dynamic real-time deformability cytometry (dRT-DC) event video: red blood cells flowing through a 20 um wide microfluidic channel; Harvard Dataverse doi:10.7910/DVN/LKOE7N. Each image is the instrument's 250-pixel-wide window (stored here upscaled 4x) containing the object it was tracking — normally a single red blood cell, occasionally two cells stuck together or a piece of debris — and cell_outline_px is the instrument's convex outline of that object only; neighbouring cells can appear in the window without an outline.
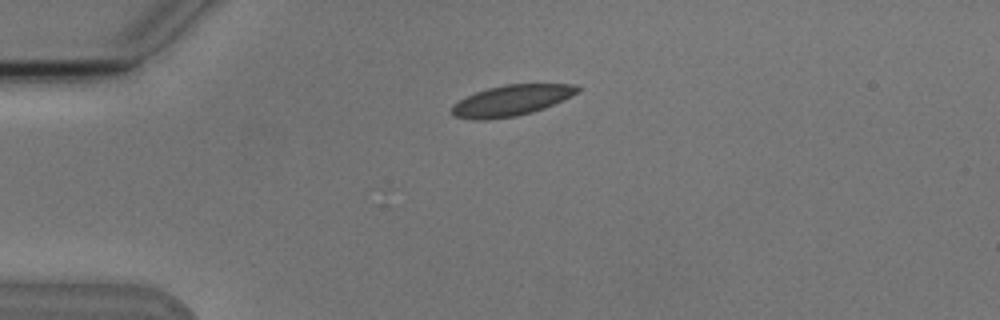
{"species": "Egyptian fruit bat (a non-hibernating species)", "species_latin": "Rousettus aegyptiacus", "temperature_condition": "cold", "stored_images_in_passage": 6, "camera_frame_rate_fps": 3000, "um_per_image_px": 0.085, "animal": {"sex": "male"}, "frame": {"image": 1, "passage_image": 1, "time_ms": 0.0, "image_size_px": [1000, 320], "cell_outline_px": [[580, 92], [572, 96], [544, 108], [532, 112], [516, 116], [488, 120], [476, 120], [452, 116], [452, 104], [476, 92], [488, 88], [504, 84], [576, 84], [580, 88]], "centroid_in_image_um": [43.48, 8.54], "position_along_channel_um": 41.5, "area_um2": 22.6}}
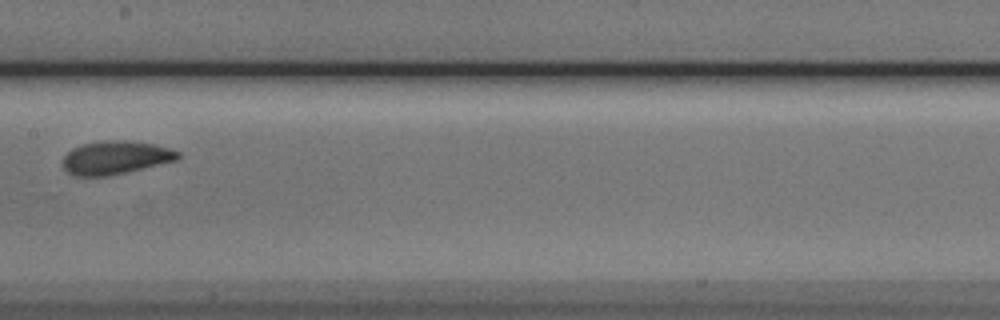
{"frame": {"image": 2, "passage_image": 5, "time_ms": 5.0, "image_size_px": [1000, 320], "cell_outline_px": [[180, 156], [176, 160], [108, 176], [76, 176], [68, 172], [64, 168], [64, 156], [72, 148], [84, 144], [104, 140], [124, 140], [156, 144], [180, 152]], "centroid_in_image_um": [9.82, 13.39], "position_along_channel_um": 197.6, "area_um2": 22.08}}
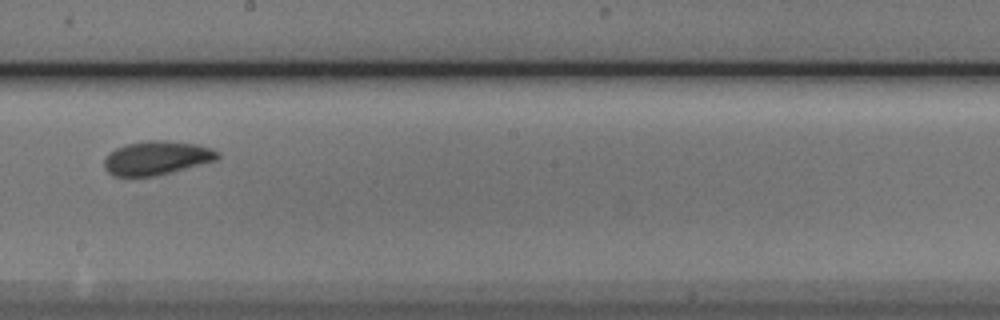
{"frame": {"image": 3, "passage_image": 6, "time_ms": 6.0, "image_size_px": [1000, 320], "cell_outline_px": [[220, 156], [216, 160], [172, 172], [156, 176], [112, 176], [104, 168], [104, 160], [108, 152], [124, 144], [148, 140], [164, 140], [200, 144], [212, 148], [220, 152]], "centroid_in_image_um": [13.32, 13.41], "position_along_channel_um": 234.9, "area_um2": 22.66}}